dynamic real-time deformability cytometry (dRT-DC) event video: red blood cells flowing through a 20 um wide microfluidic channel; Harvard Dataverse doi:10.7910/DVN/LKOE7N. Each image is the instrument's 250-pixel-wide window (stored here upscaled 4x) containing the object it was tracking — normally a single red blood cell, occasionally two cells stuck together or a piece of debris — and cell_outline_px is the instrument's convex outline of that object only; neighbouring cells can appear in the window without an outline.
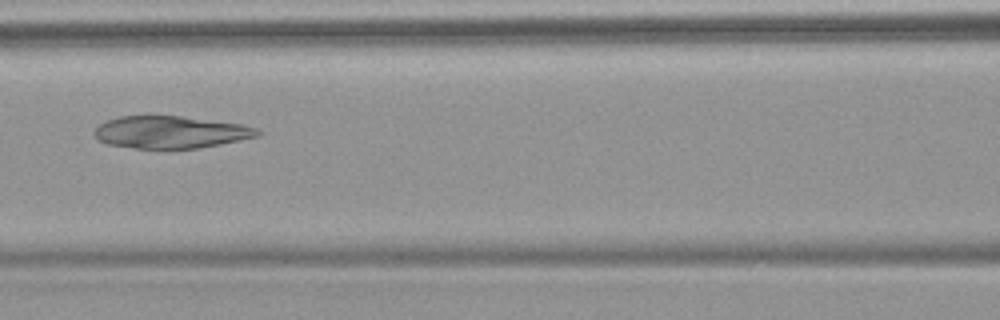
{"species": "common noctule bat (a hibernating species)", "species_latin": "Nyctalus noctula", "temperature_condition": "warm", "stored_images_in_passage": 6, "camera_frame_rate_fps": 3000, "um_per_image_px": 0.085, "animal": {"sex": "female", "body_mass_g": 18.4}, "frame": {"image": 1, "passage_image": 6, "time_ms": 5.667, "image_size_px": [1000, 320], "cell_outline_px": [[264, 132], [260, 136], [200, 148], [136, 148], [104, 144], [96, 140], [92, 132], [100, 124], [108, 120], [120, 116], [180, 116], [244, 124], [256, 128]], "centroid_in_image_um": [14.5, 11.24], "position_along_channel_um": 152.1, "area_um2": 30.87}}